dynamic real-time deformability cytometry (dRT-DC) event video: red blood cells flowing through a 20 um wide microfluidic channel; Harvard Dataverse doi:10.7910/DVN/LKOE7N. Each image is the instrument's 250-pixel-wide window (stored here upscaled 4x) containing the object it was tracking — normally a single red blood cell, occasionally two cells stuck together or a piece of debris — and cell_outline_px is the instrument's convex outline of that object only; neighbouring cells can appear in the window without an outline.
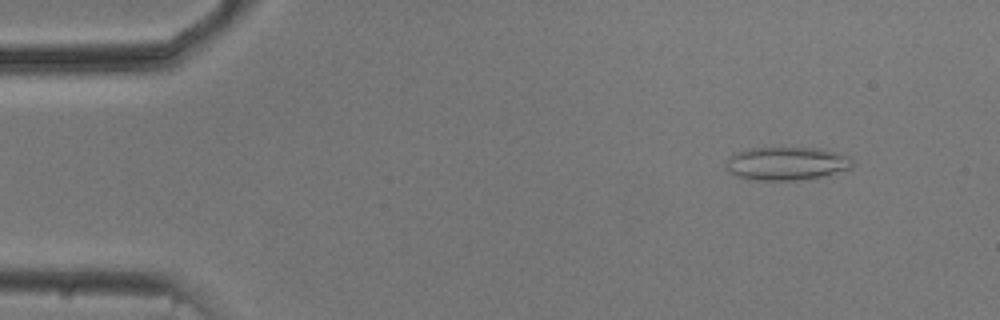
{"species": "common noctule bat (a hibernating species)", "species_latin": "Nyctalus noctula", "temperature_condition": "cold", "stored_images_in_passage": 54, "camera_frame_rate_fps": 3000, "um_per_image_px": 0.085, "animal": {"sex": "male", "body_mass_g": 20.5, "forearm_length_mm": 52.5}, "frame": {"image": 1, "passage_image": 6, "time_ms": 1.667, "image_size_px": [1000, 320], "cell_outline_px": [[852, 168], [820, 176], [796, 180], [756, 180], [736, 176], [728, 172], [724, 164], [728, 156], [736, 152], [748, 148], [820, 148], [848, 156], [852, 160]], "centroid_in_image_um": [66.78, 13.89], "position_along_channel_um": 18.2, "area_um2": 24.45}}
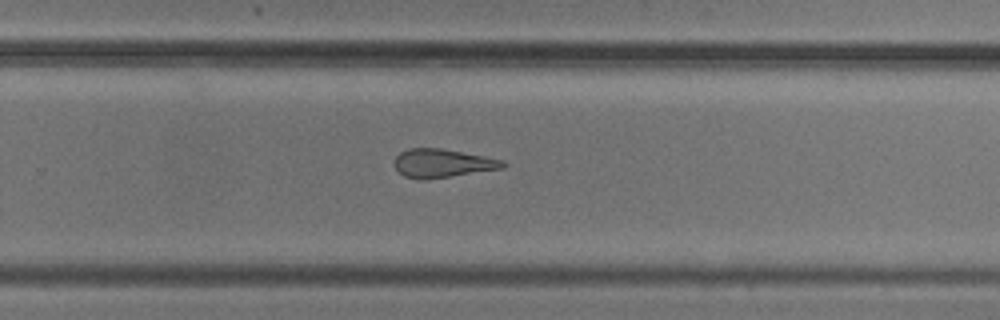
{"frame": {"image": 2, "passage_image": 35, "time_ms": 11.333, "image_size_px": [1000, 320], "cell_outline_px": [[508, 164], [504, 168], [452, 176], [424, 180], [416, 180], [404, 176], [396, 168], [396, 156], [400, 152], [408, 148], [440, 148], [484, 156], [504, 160]], "centroid_in_image_um": [37.63, 13.88], "position_along_channel_um": 292.2, "area_um2": 18.03}}
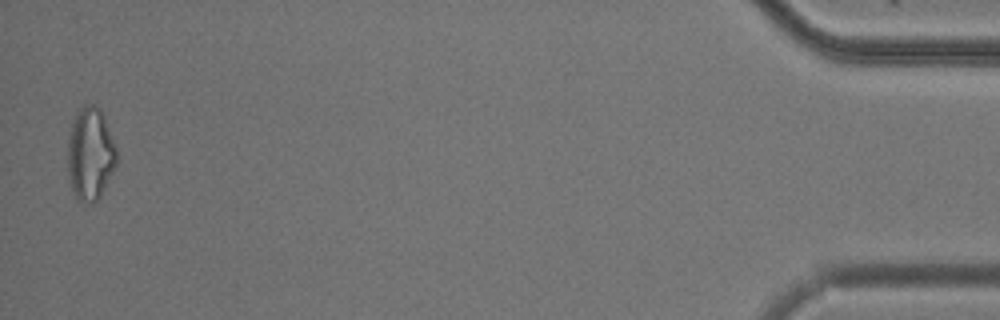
{"frame": {"image": 3, "passage_image": 53, "time_ms": 17.333, "image_size_px": [1000, 320], "cell_outline_px": [[116, 164], [100, 196], [92, 204], [84, 204], [76, 200], [68, 176], [68, 140], [72, 124], [76, 112], [84, 104], [92, 104], [100, 108], [104, 116], [116, 144]], "centroid_in_image_um": [7.67, 13.09], "position_along_channel_um": 427.5, "area_um2": 26.59}, "authors_computed_cell_mechanics": {"area_um2": 20.6346, "velocity_mm_per_s": 3.762, "shape_relaxation_time_tau1_ms": null, "shape_relaxation_time_tau2_ms": 2.7132, "deformation_change_tau1": null, "deformation_change_tau2": 0.1289}}